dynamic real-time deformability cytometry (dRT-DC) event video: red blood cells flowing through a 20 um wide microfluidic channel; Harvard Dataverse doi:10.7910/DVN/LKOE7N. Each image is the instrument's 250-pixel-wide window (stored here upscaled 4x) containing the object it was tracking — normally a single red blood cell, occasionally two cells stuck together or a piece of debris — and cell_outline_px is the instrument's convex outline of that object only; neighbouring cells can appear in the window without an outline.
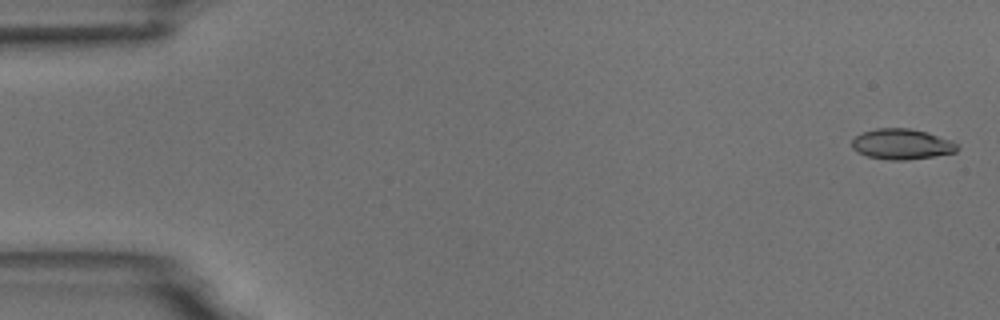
{"species": "common noctule bat (a hibernating species)", "species_latin": "Nyctalus noctula", "temperature_condition": "room temperature", "stored_images_in_passage": 6, "camera_frame_rate_fps": 3000, "um_per_image_px": 0.085, "animal": {"sex": "male", "body_mass_g": 18.8}, "frame": {"image": 1, "passage_image": 1, "time_ms": 0.0, "image_size_px": [1000, 320], "cell_outline_px": [[960, 148], [956, 152], [936, 156], [908, 160], [888, 160], [868, 156], [856, 152], [852, 148], [852, 140], [856, 136], [864, 132], [876, 128], [908, 128], [924, 132], [952, 140], [960, 144]], "centroid_in_image_um": [76.68, 12.26], "position_along_channel_um": 8.3, "area_um2": 18.84}}
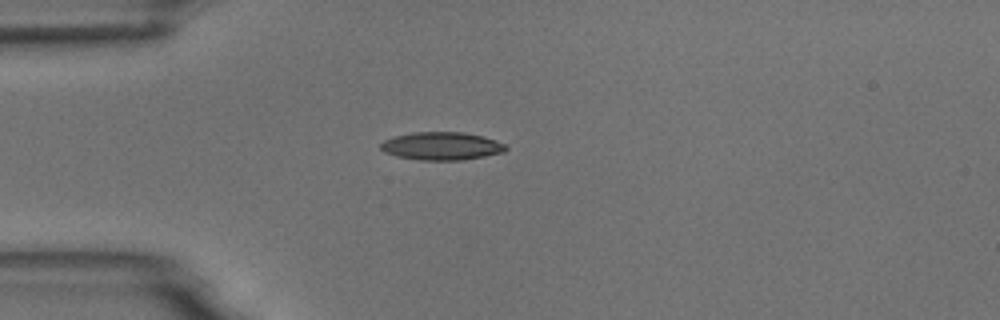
{"frame": {"image": 2, "passage_image": 5, "time_ms": 4.333, "image_size_px": [1000, 320], "cell_outline_px": [[508, 148], [504, 152], [484, 156], [460, 160], [420, 160], [396, 156], [384, 152], [380, 148], [380, 144], [384, 140], [396, 136], [412, 132], [464, 132], [484, 136], [504, 144]], "centroid_in_image_um": [37.53, 12.41], "position_along_channel_um": 47.5, "area_um2": 20.35}}